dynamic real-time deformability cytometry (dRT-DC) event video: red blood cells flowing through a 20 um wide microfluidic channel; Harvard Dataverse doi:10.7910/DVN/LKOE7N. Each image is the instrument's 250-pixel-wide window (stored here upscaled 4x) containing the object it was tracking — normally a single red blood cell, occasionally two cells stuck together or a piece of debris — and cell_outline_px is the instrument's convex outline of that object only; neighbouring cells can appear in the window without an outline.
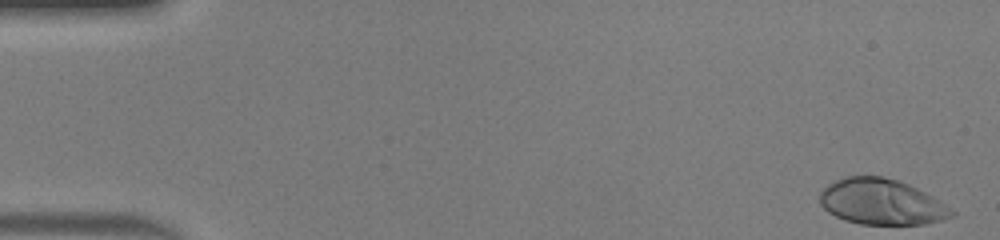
{"species": "human", "species_latin": "Homo sapiens", "temperature_condition": "warm", "stored_images_in_passage": 49, "camera_frame_rate_fps": 3000, "um_per_image_px": 0.085, "donor": {"sex": "male"}, "frame": {"image": 1, "passage_image": 1, "time_ms": 0.0, "image_size_px": [1000, 240], "cell_outline_px": [[956, 216], [924, 224], [860, 224], [844, 220], [828, 212], [820, 204], [820, 192], [828, 184], [836, 180], [848, 176], [880, 176], [896, 180], [908, 184], [940, 200], [956, 212]], "centroid_in_image_um": [74.94, 17.17], "position_along_channel_um": 10.1, "area_um2": 35.03}}
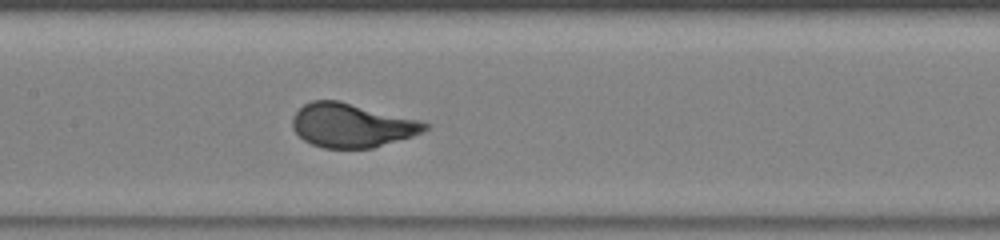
{"frame": {"image": 2, "passage_image": 24, "time_ms": 7.667, "image_size_px": [1000, 240], "cell_outline_px": [[428, 128], [424, 132], [412, 136], [372, 148], [324, 148], [312, 144], [304, 140], [292, 128], [292, 116], [304, 104], [312, 100], [340, 100], [420, 120], [428, 124]], "centroid_in_image_um": [29.89, 10.64], "position_along_channel_um": 177.5, "area_um2": 33.93}}
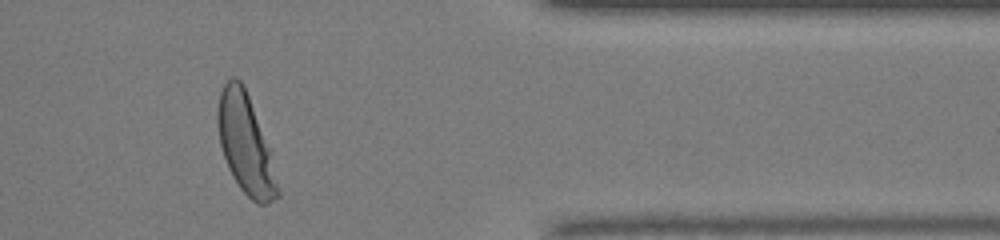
{"frame": {"image": 3, "passage_image": 41, "time_ms": 13.333, "image_size_px": [1000, 240], "cell_outline_px": [[280, 196], [268, 204], [256, 204], [240, 188], [232, 176], [228, 168], [220, 144], [216, 120], [216, 112], [220, 92], [224, 84], [232, 76], [236, 76], [244, 84], [272, 152], [280, 192]], "centroid_in_image_um": [20.89, 12.25], "position_along_channel_um": 390.5, "area_um2": 35.26}, "authors_computed_cell_mechanics": {"area_um2": 33.9864, "velocity_mm_per_s": 4.1283, "shape_relaxation_time_tau1_ms": 2.3086, "shape_relaxation_time_tau2_ms": null, "deformation_change_tau1": 0.1805, "deformation_change_tau2": null}}